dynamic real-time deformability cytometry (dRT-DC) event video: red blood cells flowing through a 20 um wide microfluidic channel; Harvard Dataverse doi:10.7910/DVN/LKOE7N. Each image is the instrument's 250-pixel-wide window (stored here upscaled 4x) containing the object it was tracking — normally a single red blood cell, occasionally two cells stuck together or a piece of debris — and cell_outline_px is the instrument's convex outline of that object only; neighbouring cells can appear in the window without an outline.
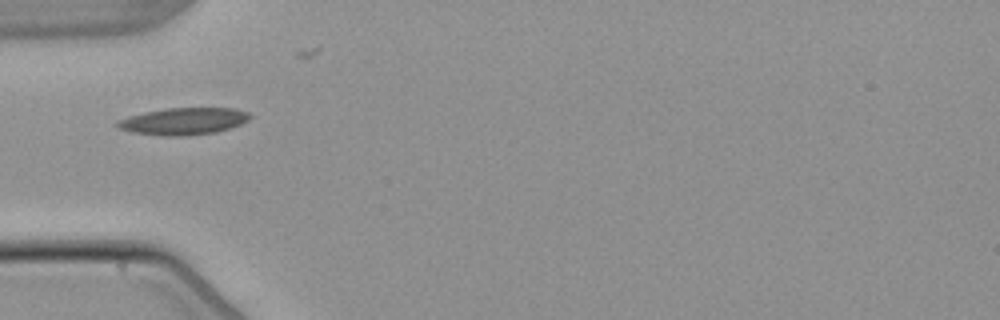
{"species": "common noctule bat (a hibernating species)", "species_latin": "Nyctalus noctula", "temperature_condition": "warm", "stored_images_in_passage": 3, "camera_frame_rate_fps": 3000, "um_per_image_px": 0.085, "animal": {"sex": "male", "body_mass_g": 21.5, "forearm_length_mm": 52.0}, "frame": {"image": 1, "passage_image": 2, "time_ms": 1.0, "image_size_px": [1000, 320], "cell_outline_px": [[252, 116], [248, 120], [240, 124], [216, 132], [188, 136], [164, 136], [132, 132], [120, 128], [116, 124], [116, 120], [128, 116], [144, 112], [168, 108], [236, 108], [248, 112]], "centroid_in_image_um": [15.6, 10.3], "position_along_channel_um": 69.4, "area_um2": 20.87}}